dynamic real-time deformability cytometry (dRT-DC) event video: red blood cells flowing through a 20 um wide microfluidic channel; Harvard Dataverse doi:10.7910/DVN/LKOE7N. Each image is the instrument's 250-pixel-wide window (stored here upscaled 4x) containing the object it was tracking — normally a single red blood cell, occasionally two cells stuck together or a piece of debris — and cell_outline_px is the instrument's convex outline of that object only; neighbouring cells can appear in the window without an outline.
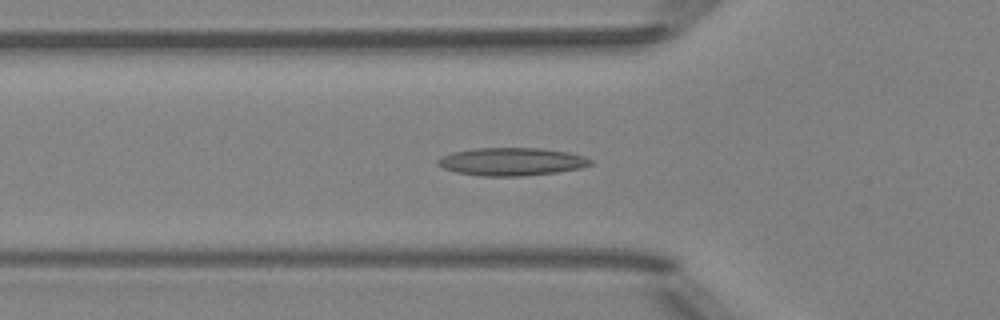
{"species": "Egyptian fruit bat (a non-hibernating species)", "species_latin": "Rousettus aegyptiacus", "temperature_condition": "room temperature", "stored_images_in_passage": 50, "camera_frame_rate_fps": 3000, "um_per_image_px": 0.085, "animal": {"sex": "female"}, "frame": {"image": 1, "passage_image": 17, "time_ms": 5.333, "image_size_px": [1000, 320], "cell_outline_px": [[592, 164], [580, 168], [556, 172], [520, 176], [484, 176], [456, 172], [444, 168], [436, 164], [436, 160], [440, 156], [452, 152], [476, 148], [540, 148], [568, 152], [584, 156], [592, 160]], "centroid_in_image_um": [43.46, 13.73], "position_along_channel_um": 82.3, "area_um2": 24.8}}
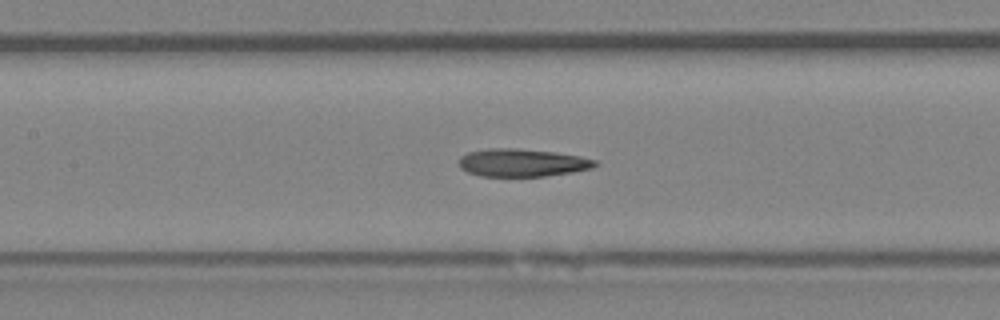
{"frame": {"image": 2, "passage_image": 23, "time_ms": 7.333, "image_size_px": [1000, 320], "cell_outline_px": [[596, 164], [592, 168], [572, 172], [544, 176], [480, 176], [468, 172], [460, 168], [460, 156], [468, 152], [492, 148], [516, 148], [556, 152], [580, 156], [596, 160]], "centroid_in_image_um": [44.38, 13.82], "position_along_channel_um": 163.0, "area_um2": 21.96}}
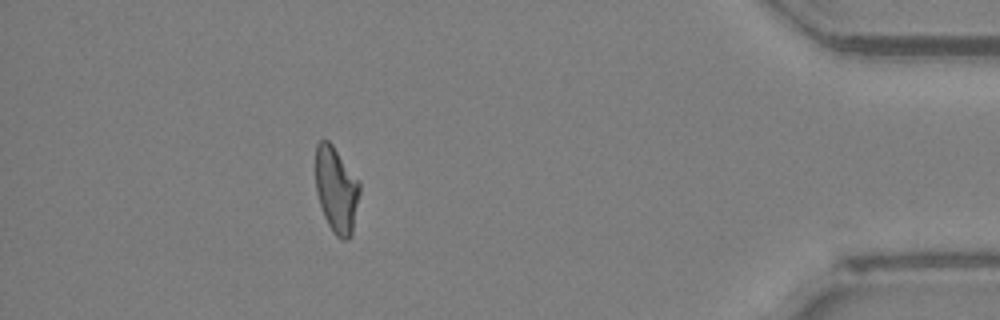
{"frame": {"image": 3, "passage_image": 45, "time_ms": 14.667, "image_size_px": [1000, 320], "cell_outline_px": [[360, 192], [352, 236], [348, 240], [340, 240], [332, 232], [324, 216], [316, 192], [316, 144], [320, 140], [328, 140], [332, 144], [360, 180]], "centroid_in_image_um": [28.61, 16.15], "position_along_channel_um": 406.6, "area_um2": 22.43}, "authors_computed_cell_mechanics": {"area_um2": 23.0911, "velocity_mm_per_s": 4.035, "shape_relaxation_time_tau1_ms": 9.1816, "shape_relaxation_time_tau2_ms": 3.828, "deformation_change_tau1": 0.1923, "deformation_change_tau2": 0.1318}}